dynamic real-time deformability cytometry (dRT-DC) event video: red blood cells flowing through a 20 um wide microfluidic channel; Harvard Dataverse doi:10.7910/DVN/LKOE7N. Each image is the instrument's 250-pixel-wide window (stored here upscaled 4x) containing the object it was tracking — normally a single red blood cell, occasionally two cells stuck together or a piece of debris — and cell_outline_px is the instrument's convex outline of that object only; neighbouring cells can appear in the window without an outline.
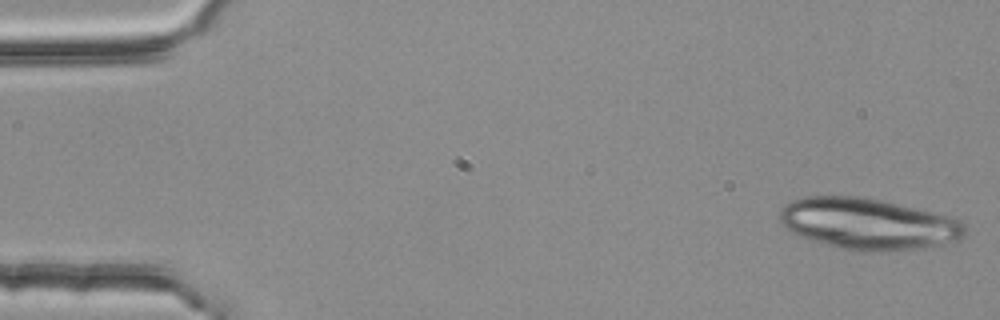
{"species": "common noctule bat (a hibernating species)", "species_latin": "Nyctalus noctula", "temperature_condition": "room temperature", "stored_images_in_passage": 4, "camera_frame_rate_fps": 3000, "um_per_image_px": 0.085, "animal": {"sex": "female", "body_mass_g": 25.1}, "frame": {"image": 1, "passage_image": 1, "time_ms": 0.0, "image_size_px": [1000, 320], "cell_outline_px": [[968, 232], [960, 240], [920, 248], [880, 252], [856, 252], [840, 248], [812, 240], [788, 232], [780, 220], [780, 212], [784, 204], [792, 200], [804, 196], [856, 196], [884, 200], [960, 220], [964, 224]], "centroid_in_image_um": [73.76, 19.03], "position_along_channel_um": 11.2, "area_um2": 55.49}}